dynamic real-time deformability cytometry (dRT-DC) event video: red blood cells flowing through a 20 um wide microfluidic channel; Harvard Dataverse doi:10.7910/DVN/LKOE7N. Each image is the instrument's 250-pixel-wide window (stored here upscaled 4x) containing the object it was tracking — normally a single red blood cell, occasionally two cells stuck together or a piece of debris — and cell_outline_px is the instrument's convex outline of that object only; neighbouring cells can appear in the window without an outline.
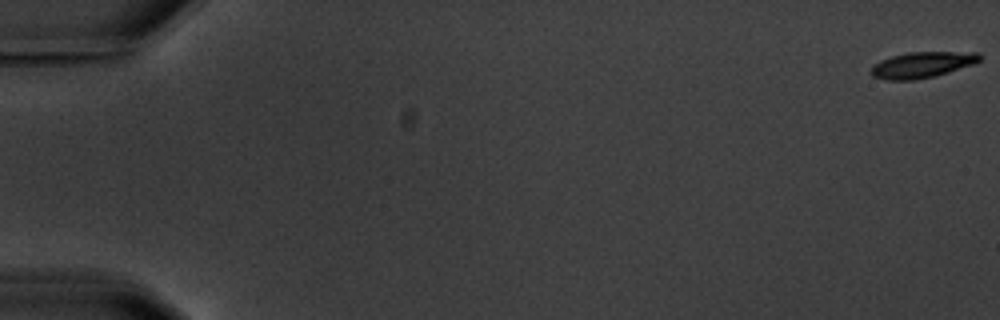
{"species": "common noctule bat (a hibernating species)", "species_latin": "Nyctalus noctula", "temperature_condition": "warm", "stored_images_in_passage": 5, "camera_frame_rate_fps": 3000, "um_per_image_px": 0.085, "animal": {"sex": "male", "body_mass_g": 20.1, "forearm_length_mm": 53.5}, "frame": {"image": 1, "passage_image": 1, "time_ms": 0.0, "image_size_px": [1000, 320], "cell_outline_px": [[980, 60], [976, 64], [948, 72], [932, 76], [912, 80], [888, 80], [872, 76], [868, 72], [872, 64], [880, 60], [892, 56], [908, 52], [980, 52]], "centroid_in_image_um": [78.35, 5.5], "position_along_channel_um": 6.6, "area_um2": 16.53}}
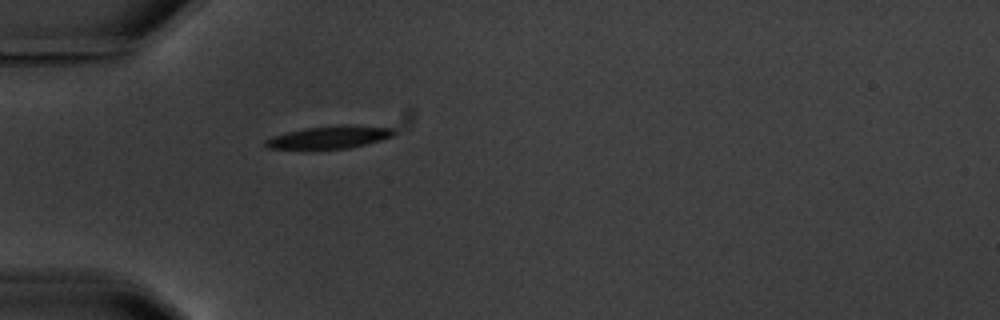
{"frame": {"image": 2, "passage_image": 5, "time_ms": 6.0, "image_size_px": [1000, 320], "cell_outline_px": [[400, 132], [396, 136], [348, 148], [268, 148], [264, 144], [264, 140], [272, 136], [284, 132], [304, 128], [340, 124], [356, 124], [396, 128]], "centroid_in_image_um": [28.11, 11.62], "position_along_channel_um": 56.9, "area_um2": 17.22}}